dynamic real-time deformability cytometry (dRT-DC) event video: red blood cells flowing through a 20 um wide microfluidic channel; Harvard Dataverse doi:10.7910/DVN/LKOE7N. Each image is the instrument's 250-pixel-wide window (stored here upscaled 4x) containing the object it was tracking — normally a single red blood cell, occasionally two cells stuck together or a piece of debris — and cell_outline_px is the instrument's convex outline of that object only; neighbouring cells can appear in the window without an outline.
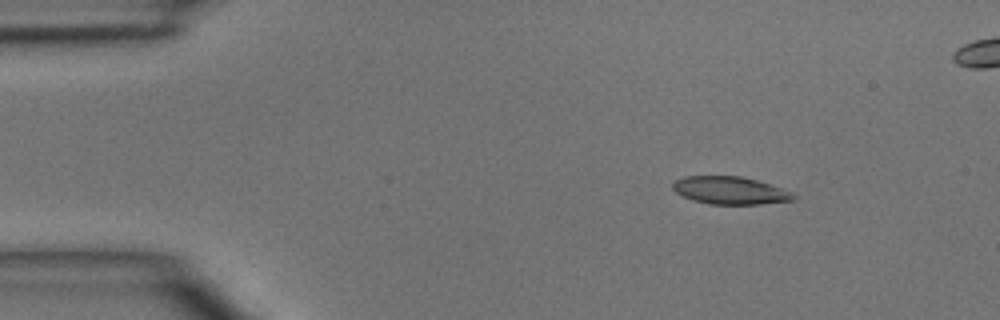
{"species": "common noctule bat (a hibernating species)", "species_latin": "Nyctalus noctula", "temperature_condition": "room temperature", "stored_images_in_passage": 3, "camera_frame_rate_fps": 3000, "um_per_image_px": 0.085, "animal": {"sex": "male", "body_mass_g": 15.6}, "frame": {"image": 1, "passage_image": 1, "time_ms": 0.0, "image_size_px": [1000, 320], "cell_outline_px": [[796, 200], [760, 204], [708, 204], [692, 200], [676, 192], [672, 188], [672, 184], [676, 180], [684, 176], [740, 176], [756, 180], [792, 192], [796, 196]], "centroid_in_image_um": [62.05, 16.19], "position_along_channel_um": 22.9, "area_um2": 19.36}}